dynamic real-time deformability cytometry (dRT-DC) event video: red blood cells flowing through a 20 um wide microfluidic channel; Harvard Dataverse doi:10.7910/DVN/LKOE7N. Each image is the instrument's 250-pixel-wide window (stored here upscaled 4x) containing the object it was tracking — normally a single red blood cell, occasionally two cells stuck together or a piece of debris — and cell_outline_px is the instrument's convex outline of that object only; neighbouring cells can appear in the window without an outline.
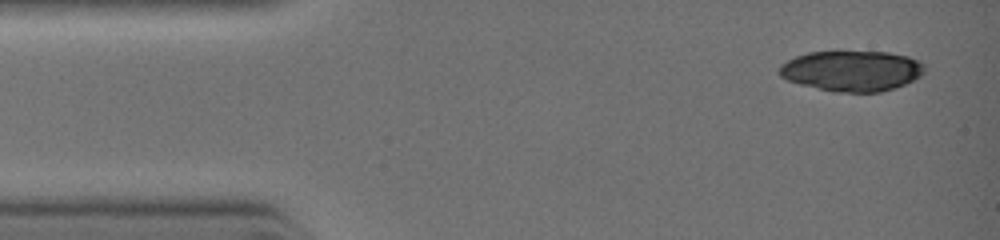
{"species": "common noctule bat (a hibernating species)", "species_latin": "Nyctalus noctula", "temperature_condition": "warm", "stored_images_in_passage": 5, "camera_frame_rate_fps": 3000, "um_per_image_px": 0.085, "animal": {"sex": "female", "body_mass_g": 19.0, "forearm_length_mm": 51.5}, "frame": {"image": 1, "passage_image": 1, "time_ms": 0.0, "image_size_px": [1000, 240], "cell_outline_px": [[924, 72], [920, 76], [904, 84], [880, 92], [832, 92], [800, 84], [788, 80], [780, 76], [780, 64], [796, 56], [808, 52], [888, 52], [908, 56], [920, 60], [924, 64]], "centroid_in_image_um": [72.41, 6.02], "position_along_channel_um": 12.6, "area_um2": 34.22}}